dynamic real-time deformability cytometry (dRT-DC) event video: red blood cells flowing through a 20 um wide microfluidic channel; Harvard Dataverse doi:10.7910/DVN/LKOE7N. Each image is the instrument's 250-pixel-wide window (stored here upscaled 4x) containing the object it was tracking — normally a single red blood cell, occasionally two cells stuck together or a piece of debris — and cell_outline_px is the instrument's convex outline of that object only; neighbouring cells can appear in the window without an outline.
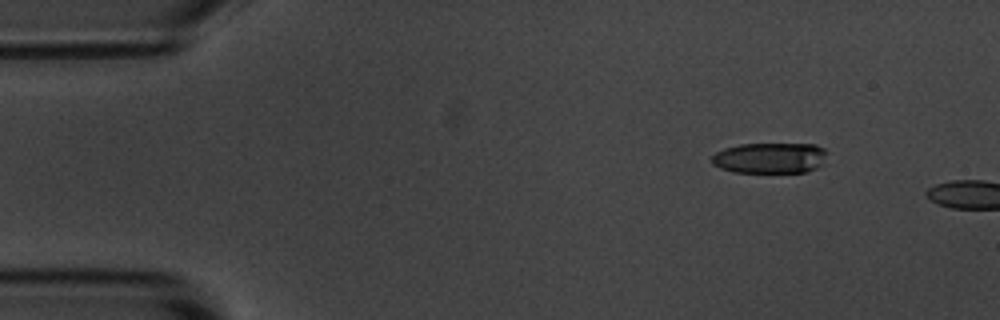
{"species": "common noctule bat (a hibernating species)", "species_latin": "Nyctalus noctula", "temperature_condition": "room temperature", "stored_images_in_passage": 2, "camera_frame_rate_fps": 3000, "um_per_image_px": 0.085, "animal": {"sex": "male", "body_mass_g": 20.1, "forearm_length_mm": 53.5}, "frame": {"image": 1, "passage_image": 1, "time_ms": 0.0, "image_size_px": [1000, 320], "cell_outline_px": [[828, 152], [824, 164], [808, 172], [732, 172], [720, 168], [712, 164], [712, 156], [716, 152], [724, 148], [740, 144], [816, 144], [824, 148]], "centroid_in_image_um": [65.49, 13.42], "position_along_channel_um": 19.5, "area_um2": 20.92}}